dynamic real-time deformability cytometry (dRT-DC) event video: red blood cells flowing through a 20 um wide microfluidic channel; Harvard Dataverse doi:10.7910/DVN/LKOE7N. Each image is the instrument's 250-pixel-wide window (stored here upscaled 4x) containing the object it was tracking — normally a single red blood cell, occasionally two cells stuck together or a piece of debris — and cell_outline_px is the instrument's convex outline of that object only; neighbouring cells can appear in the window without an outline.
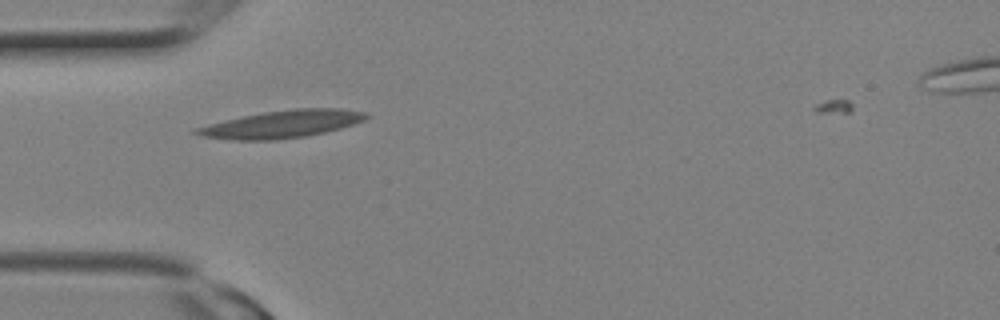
{"species": "Egyptian fruit bat (a non-hibernating species)", "species_latin": "Rousettus aegyptiacus", "temperature_condition": "room temperature", "stored_images_in_passage": 5, "camera_frame_rate_fps": 3000, "um_per_image_px": 0.085, "animal": {"sex": "female"}, "frame": {"image": 1, "passage_image": 2, "time_ms": 0.333, "image_size_px": [1000, 320], "cell_outline_px": [[372, 116], [364, 120], [340, 128], [324, 132], [304, 136], [276, 140], [236, 140], [200, 136], [192, 132], [196, 128], [208, 124], [244, 116], [264, 112], [296, 108], [340, 108], [368, 112]], "centroid_in_image_um": [24.01, 10.54], "position_along_channel_um": 61.0, "area_um2": 27.05}}
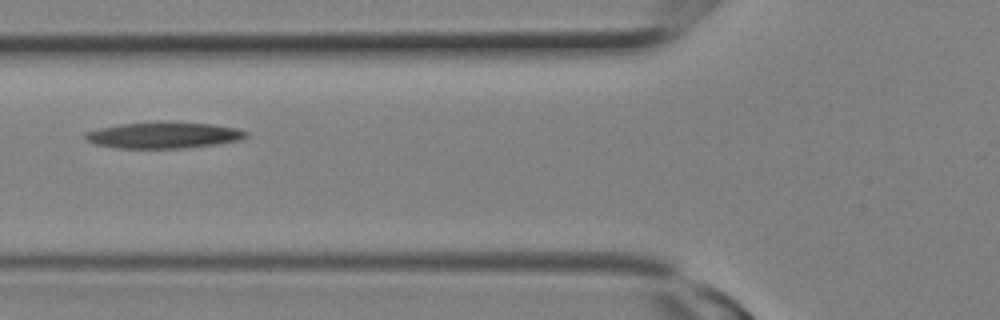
{"frame": {"image": 2, "passage_image": 4, "time_ms": 1.0, "image_size_px": [1000, 320], "cell_outline_px": [[248, 136], [236, 140], [216, 144], [184, 148], [116, 148], [96, 144], [84, 140], [84, 132], [100, 128], [120, 124], [212, 124], [236, 128], [248, 132]], "centroid_in_image_um": [13.85, 11.53], "position_along_channel_um": 111.9, "area_um2": 23.58}}